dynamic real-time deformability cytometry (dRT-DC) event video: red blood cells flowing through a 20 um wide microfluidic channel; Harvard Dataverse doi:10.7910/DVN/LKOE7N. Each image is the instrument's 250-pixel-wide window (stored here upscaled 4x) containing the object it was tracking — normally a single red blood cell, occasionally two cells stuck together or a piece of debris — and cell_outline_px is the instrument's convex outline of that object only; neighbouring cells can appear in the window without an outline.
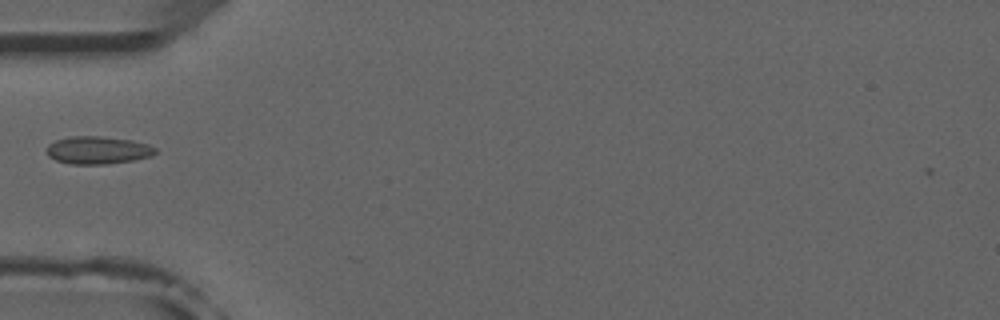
{"species": "common noctule bat (a hibernating species)", "species_latin": "Nyctalus noctula", "temperature_condition": "room temperature", "stored_images_in_passage": 6, "camera_frame_rate_fps": 3000, "um_per_image_px": 0.085, "animal": {"sex": "male", "forearm_length_mm": 52.5}, "frame": {"image": 1, "passage_image": 4, "time_ms": 3.667, "image_size_px": [1000, 320], "cell_outline_px": [[156, 152], [152, 156], [132, 160], [108, 164], [68, 164], [56, 160], [48, 156], [48, 144], [56, 140], [72, 136], [100, 136], [132, 140], [148, 144], [156, 148]], "centroid_in_image_um": [8.32, 12.76], "position_along_channel_um": 76.7, "area_um2": 17.51}}
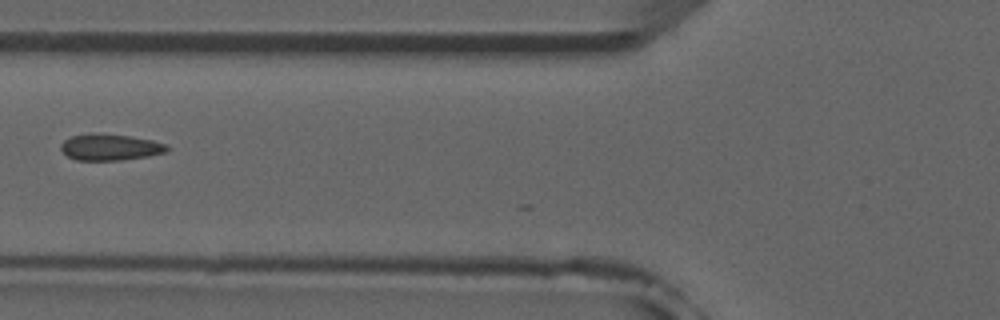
{"frame": {"image": 2, "passage_image": 5, "time_ms": 4.667, "image_size_px": [1000, 320], "cell_outline_px": [[168, 152], [148, 156], [120, 160], [76, 160], [68, 156], [60, 148], [60, 144], [64, 140], [72, 136], [88, 132], [92, 132], [128, 136], [152, 140], [168, 144]], "centroid_in_image_um": [9.36, 12.5], "position_along_channel_um": 116.4, "area_um2": 16.42}}